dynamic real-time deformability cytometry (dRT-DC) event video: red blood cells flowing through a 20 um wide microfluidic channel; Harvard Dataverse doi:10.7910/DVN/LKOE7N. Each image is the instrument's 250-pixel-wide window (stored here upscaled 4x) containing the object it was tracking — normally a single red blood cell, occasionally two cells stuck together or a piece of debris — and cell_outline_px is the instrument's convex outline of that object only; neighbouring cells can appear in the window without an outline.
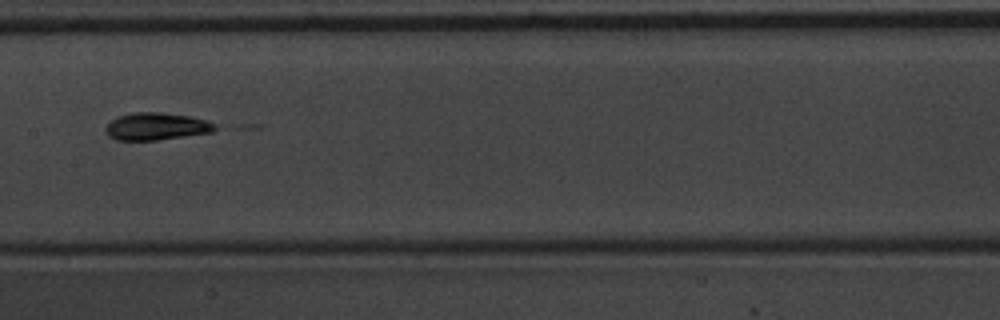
{"species": "common noctule bat (a hibernating species)", "species_latin": "Nyctalus noctula", "temperature_condition": "warm", "stored_images_in_passage": 11, "camera_frame_rate_fps": 3000, "um_per_image_px": 0.085, "animal": {"sex": "male", "body_mass_g": 20.1, "forearm_length_mm": 53.5}, "frame": {"image": 1, "passage_image": 4, "time_ms": 1.0, "image_size_px": [1000, 320], "cell_outline_px": [[220, 128], [212, 132], [156, 140], [116, 140], [108, 136], [104, 132], [104, 128], [112, 120], [120, 116], [132, 112], [160, 112], [188, 116], [208, 120], [216, 124]], "centroid_in_image_um": [13.3, 10.74], "position_along_channel_um": 194.1, "area_um2": 17.51}}
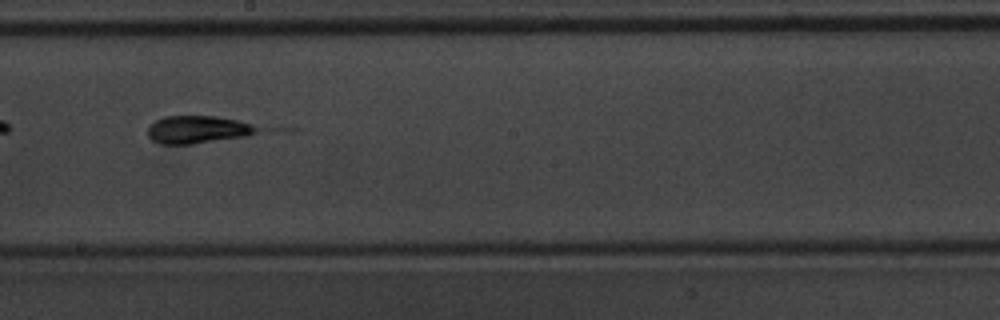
{"frame": {"image": 2, "passage_image": 5, "time_ms": 1.333, "image_size_px": [1000, 320], "cell_outline_px": [[264, 128], [248, 136], [192, 144], [160, 144], [152, 140], [148, 136], [148, 128], [156, 120], [164, 116], [216, 116], [236, 120], [252, 124]], "centroid_in_image_um": [16.83, 11.01], "position_along_channel_um": 231.4, "area_um2": 17.74}}